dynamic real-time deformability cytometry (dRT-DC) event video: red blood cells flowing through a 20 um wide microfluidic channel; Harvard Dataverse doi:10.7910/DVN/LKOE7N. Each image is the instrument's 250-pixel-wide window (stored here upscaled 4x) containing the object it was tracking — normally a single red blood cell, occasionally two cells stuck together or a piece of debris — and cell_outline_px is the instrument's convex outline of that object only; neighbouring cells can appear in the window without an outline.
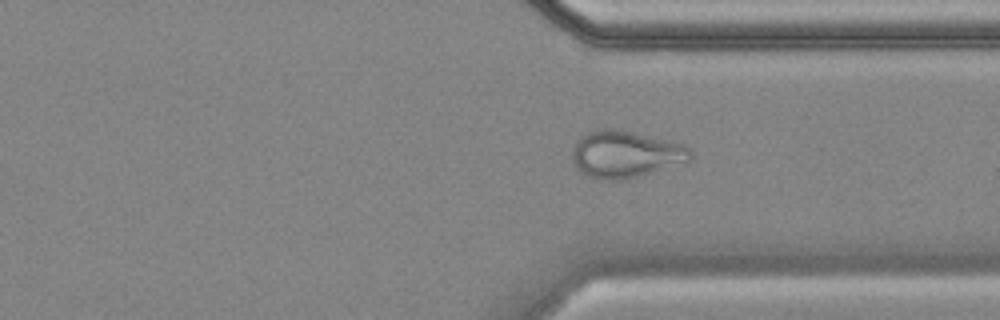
{"species": "common noctule bat (a hibernating species)", "species_latin": "Nyctalus noctula", "temperature_condition": "cold", "stored_images_in_passage": 52, "camera_frame_rate_fps": 3000, "um_per_image_px": 0.085, "animal": {"sex": "female", "body_mass_g": 18.4}, "frame": {"image": 1, "passage_image": 37, "time_ms": 12.0, "image_size_px": [1000, 320], "cell_outline_px": [[692, 160], [636, 176], [616, 180], [588, 176], [572, 160], [572, 152], [576, 140], [580, 136], [588, 132], [604, 128], [620, 128], [684, 144], [692, 152]], "centroid_in_image_um": [53.18, 13.05], "position_along_channel_um": 358.2, "area_um2": 31.91}}